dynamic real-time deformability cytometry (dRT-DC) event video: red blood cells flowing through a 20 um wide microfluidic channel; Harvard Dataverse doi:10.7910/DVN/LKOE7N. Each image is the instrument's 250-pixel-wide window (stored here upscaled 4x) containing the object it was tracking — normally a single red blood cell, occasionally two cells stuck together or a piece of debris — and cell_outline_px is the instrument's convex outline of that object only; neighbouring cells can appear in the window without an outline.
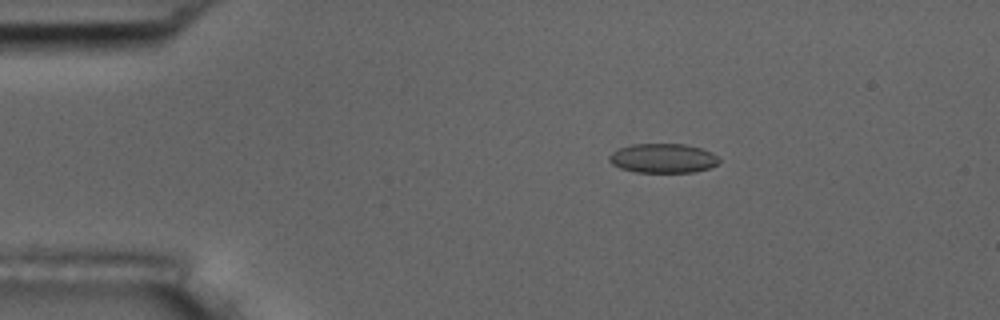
{"species": "common noctule bat (a hibernating species)", "species_latin": "Nyctalus noctula", "temperature_condition": "room temperature", "stored_images_in_passage": 5, "camera_frame_rate_fps": 3000, "um_per_image_px": 0.085, "animal": {"sex": "male", "body_mass_g": 17.5, "forearm_length_mm": 52.3}, "frame": {"image": 1, "passage_image": 3, "time_ms": 2.667, "image_size_px": [1000, 320], "cell_outline_px": [[720, 160], [716, 164], [708, 168], [692, 172], [636, 172], [620, 168], [612, 164], [608, 160], [608, 156], [612, 152], [620, 148], [632, 144], [684, 144], [700, 148], [712, 152]], "centroid_in_image_um": [56.32, 13.45], "position_along_channel_um": 28.7, "area_um2": 18.67}}
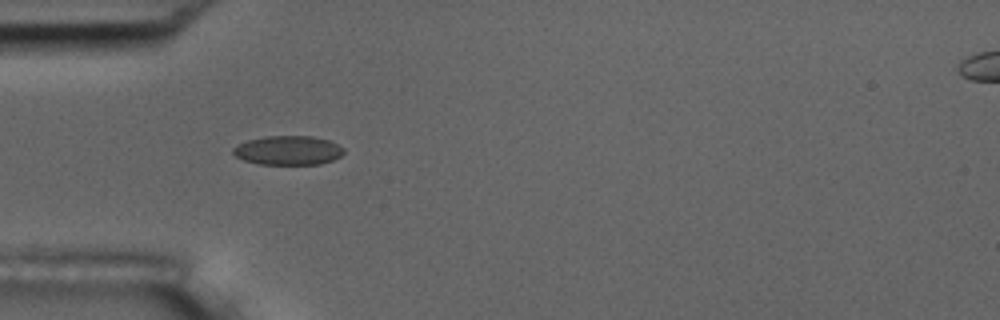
{"frame": {"image": 2, "passage_image": 5, "time_ms": 5.0, "image_size_px": [1000, 320], "cell_outline_px": [[344, 152], [340, 156], [332, 160], [320, 164], [260, 164], [244, 160], [236, 156], [232, 152], [232, 148], [236, 144], [248, 140], [264, 136], [312, 136], [328, 140], [344, 148]], "centroid_in_image_um": [24.46, 12.77], "position_along_channel_um": 60.5, "area_um2": 18.79}}